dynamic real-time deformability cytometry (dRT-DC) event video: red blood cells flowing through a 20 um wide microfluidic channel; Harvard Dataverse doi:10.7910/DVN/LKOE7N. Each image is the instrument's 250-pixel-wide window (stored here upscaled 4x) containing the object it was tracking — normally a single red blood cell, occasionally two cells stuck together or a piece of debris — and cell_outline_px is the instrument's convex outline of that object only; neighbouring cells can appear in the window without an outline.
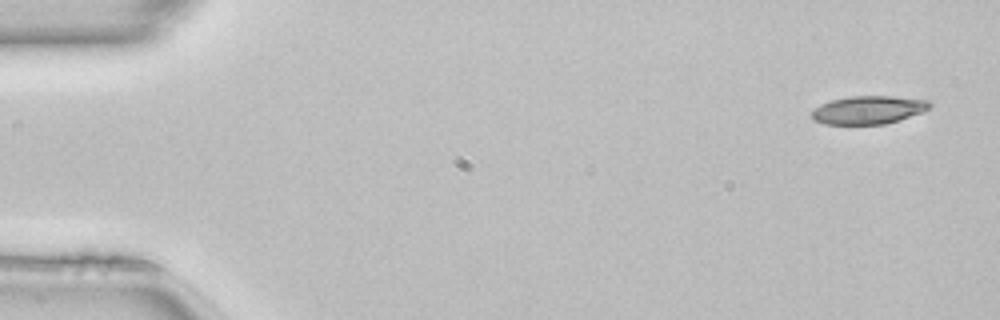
{"species": "common noctule bat (a hibernating species)", "species_latin": "Nyctalus noctula", "temperature_condition": "room temperature", "stored_images_in_passage": 6, "camera_frame_rate_fps": 3000, "um_per_image_px": 0.085, "animal": {"sex": "female", "body_mass_g": 22.7, "forearm_length_mm": 54.2}, "frame": {"image": 1, "passage_image": 1, "time_ms": 0.0, "image_size_px": [1000, 320], "cell_outline_px": [[932, 104], [928, 108], [920, 112], [884, 124], [824, 124], [812, 120], [812, 112], [820, 104], [832, 100], [848, 96], [892, 96], [928, 100]], "centroid_in_image_um": [73.76, 9.33], "position_along_channel_um": 11.2, "area_um2": 19.07}}